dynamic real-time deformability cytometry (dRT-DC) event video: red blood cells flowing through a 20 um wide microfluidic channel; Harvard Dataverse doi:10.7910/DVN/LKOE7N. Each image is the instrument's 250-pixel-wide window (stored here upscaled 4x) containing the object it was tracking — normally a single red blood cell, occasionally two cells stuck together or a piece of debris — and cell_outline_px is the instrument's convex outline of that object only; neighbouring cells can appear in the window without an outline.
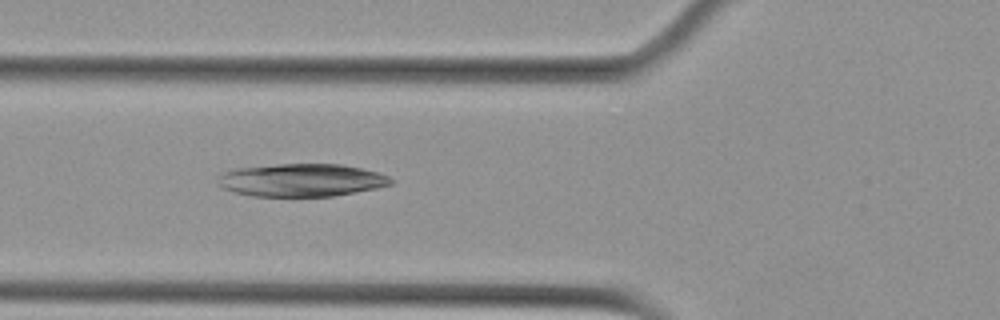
{"species": "Egyptian fruit bat (a non-hibernating species)", "species_latin": "Rousettus aegyptiacus", "temperature_condition": "cold", "stored_images_in_passage": 44, "camera_frame_rate_fps": 3000, "um_per_image_px": 0.085, "animal": {"sex": "female"}, "frame": {"image": 1, "passage_image": 9, "time_ms": 2.667, "image_size_px": [1000, 320], "cell_outline_px": [[392, 184], [376, 188], [332, 196], [252, 196], [236, 192], [224, 188], [220, 184], [220, 176], [224, 172], [236, 168], [276, 164], [340, 164], [360, 168], [376, 172], [388, 176], [392, 180]], "centroid_in_image_um": [25.64, 15.3], "position_along_channel_um": 100.2, "area_um2": 32.66}}
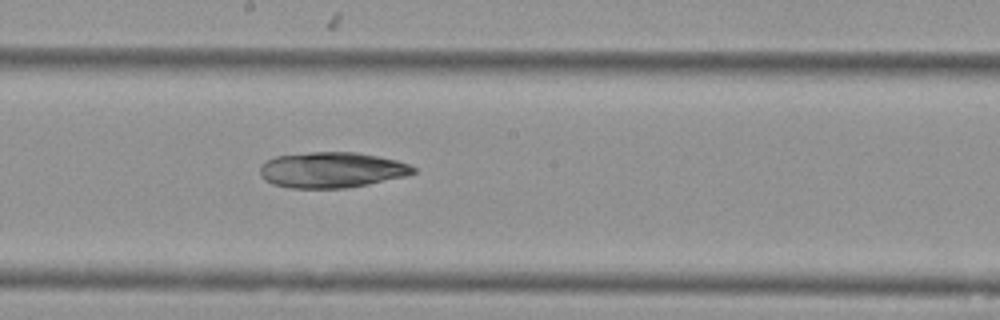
{"frame": {"image": 2, "passage_image": 19, "time_ms": 6.0, "image_size_px": [1000, 320], "cell_outline_px": [[416, 172], [408, 176], [368, 184], [344, 188], [288, 188], [272, 184], [264, 180], [260, 172], [260, 164], [276, 156], [308, 152], [356, 152], [396, 160], [408, 164], [416, 168]], "centroid_in_image_um": [28.19, 14.45], "position_along_channel_um": 220.0, "area_um2": 31.96}}
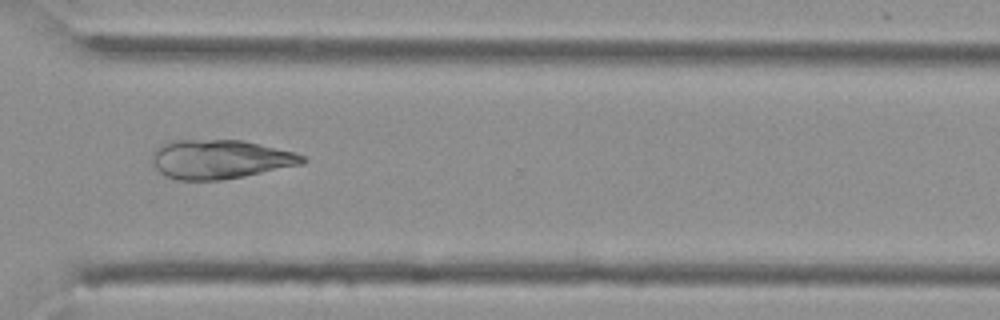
{"frame": {"image": 3, "passage_image": 30, "time_ms": 9.667, "image_size_px": [1000, 320], "cell_outline_px": [[308, 160], [304, 164], [244, 176], [220, 180], [176, 180], [164, 176], [152, 164], [152, 152], [156, 148], [168, 140], [244, 140], [292, 152], [304, 156]], "centroid_in_image_um": [18.67, 13.54], "position_along_channel_um": 351.9, "area_um2": 34.39}}